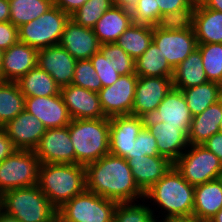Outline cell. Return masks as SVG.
<instances>
[{"instance_id":"obj_1","label":"cell","mask_w":222,"mask_h":222,"mask_svg":"<svg viewBox=\"0 0 222 222\" xmlns=\"http://www.w3.org/2000/svg\"><path fill=\"white\" fill-rule=\"evenodd\" d=\"M85 170L86 190L90 192L117 203L144 199L125 158L109 153L86 165Z\"/></svg>"},{"instance_id":"obj_2","label":"cell","mask_w":222,"mask_h":222,"mask_svg":"<svg viewBox=\"0 0 222 222\" xmlns=\"http://www.w3.org/2000/svg\"><path fill=\"white\" fill-rule=\"evenodd\" d=\"M38 188L58 210L86 190V170L80 164L41 163Z\"/></svg>"},{"instance_id":"obj_3","label":"cell","mask_w":222,"mask_h":222,"mask_svg":"<svg viewBox=\"0 0 222 222\" xmlns=\"http://www.w3.org/2000/svg\"><path fill=\"white\" fill-rule=\"evenodd\" d=\"M195 186L189 184L174 166L145 193V199H150L165 211V218L192 217L194 207Z\"/></svg>"},{"instance_id":"obj_4","label":"cell","mask_w":222,"mask_h":222,"mask_svg":"<svg viewBox=\"0 0 222 222\" xmlns=\"http://www.w3.org/2000/svg\"><path fill=\"white\" fill-rule=\"evenodd\" d=\"M68 129L75 164L86 166L109 154V118L71 120Z\"/></svg>"},{"instance_id":"obj_5","label":"cell","mask_w":222,"mask_h":222,"mask_svg":"<svg viewBox=\"0 0 222 222\" xmlns=\"http://www.w3.org/2000/svg\"><path fill=\"white\" fill-rule=\"evenodd\" d=\"M2 214L17 222H54L57 219V209L37 184L4 192Z\"/></svg>"},{"instance_id":"obj_6","label":"cell","mask_w":222,"mask_h":222,"mask_svg":"<svg viewBox=\"0 0 222 222\" xmlns=\"http://www.w3.org/2000/svg\"><path fill=\"white\" fill-rule=\"evenodd\" d=\"M70 15L57 6L18 27L19 41L37 50L59 45Z\"/></svg>"},{"instance_id":"obj_7","label":"cell","mask_w":222,"mask_h":222,"mask_svg":"<svg viewBox=\"0 0 222 222\" xmlns=\"http://www.w3.org/2000/svg\"><path fill=\"white\" fill-rule=\"evenodd\" d=\"M117 202L85 190L57 210L62 222H113Z\"/></svg>"},{"instance_id":"obj_8","label":"cell","mask_w":222,"mask_h":222,"mask_svg":"<svg viewBox=\"0 0 222 222\" xmlns=\"http://www.w3.org/2000/svg\"><path fill=\"white\" fill-rule=\"evenodd\" d=\"M173 166L193 186L216 180L222 172V162L203 145H189Z\"/></svg>"},{"instance_id":"obj_9","label":"cell","mask_w":222,"mask_h":222,"mask_svg":"<svg viewBox=\"0 0 222 222\" xmlns=\"http://www.w3.org/2000/svg\"><path fill=\"white\" fill-rule=\"evenodd\" d=\"M40 165L35 151L16 150L0 162V192L36 185Z\"/></svg>"},{"instance_id":"obj_10","label":"cell","mask_w":222,"mask_h":222,"mask_svg":"<svg viewBox=\"0 0 222 222\" xmlns=\"http://www.w3.org/2000/svg\"><path fill=\"white\" fill-rule=\"evenodd\" d=\"M193 116L187 106L181 90L172 88L157 109L146 112L140 116L143 128L148 129L157 123L177 126L187 136L190 131Z\"/></svg>"},{"instance_id":"obj_11","label":"cell","mask_w":222,"mask_h":222,"mask_svg":"<svg viewBox=\"0 0 222 222\" xmlns=\"http://www.w3.org/2000/svg\"><path fill=\"white\" fill-rule=\"evenodd\" d=\"M137 81L136 73L123 75L113 85L98 92L103 113L107 118L132 115Z\"/></svg>"},{"instance_id":"obj_12","label":"cell","mask_w":222,"mask_h":222,"mask_svg":"<svg viewBox=\"0 0 222 222\" xmlns=\"http://www.w3.org/2000/svg\"><path fill=\"white\" fill-rule=\"evenodd\" d=\"M153 42L173 69L197 48V40L193 29L173 31L161 30L153 26Z\"/></svg>"},{"instance_id":"obj_13","label":"cell","mask_w":222,"mask_h":222,"mask_svg":"<svg viewBox=\"0 0 222 222\" xmlns=\"http://www.w3.org/2000/svg\"><path fill=\"white\" fill-rule=\"evenodd\" d=\"M34 151L41 163L75 164L68 126L47 129Z\"/></svg>"},{"instance_id":"obj_14","label":"cell","mask_w":222,"mask_h":222,"mask_svg":"<svg viewBox=\"0 0 222 222\" xmlns=\"http://www.w3.org/2000/svg\"><path fill=\"white\" fill-rule=\"evenodd\" d=\"M109 124V153L126 160L132 158L133 143L143 130L140 117L135 115L114 116L109 118Z\"/></svg>"},{"instance_id":"obj_15","label":"cell","mask_w":222,"mask_h":222,"mask_svg":"<svg viewBox=\"0 0 222 222\" xmlns=\"http://www.w3.org/2000/svg\"><path fill=\"white\" fill-rule=\"evenodd\" d=\"M60 94L72 120L106 118L97 92L70 84L61 87Z\"/></svg>"},{"instance_id":"obj_16","label":"cell","mask_w":222,"mask_h":222,"mask_svg":"<svg viewBox=\"0 0 222 222\" xmlns=\"http://www.w3.org/2000/svg\"><path fill=\"white\" fill-rule=\"evenodd\" d=\"M76 61L60 45L39 49L37 53V66L49 73L60 88L72 84Z\"/></svg>"},{"instance_id":"obj_17","label":"cell","mask_w":222,"mask_h":222,"mask_svg":"<svg viewBox=\"0 0 222 222\" xmlns=\"http://www.w3.org/2000/svg\"><path fill=\"white\" fill-rule=\"evenodd\" d=\"M172 88V77H138L132 115L140 117L157 109Z\"/></svg>"},{"instance_id":"obj_18","label":"cell","mask_w":222,"mask_h":222,"mask_svg":"<svg viewBox=\"0 0 222 222\" xmlns=\"http://www.w3.org/2000/svg\"><path fill=\"white\" fill-rule=\"evenodd\" d=\"M25 111L36 116L46 129L68 126L72 120L60 93L25 98Z\"/></svg>"},{"instance_id":"obj_19","label":"cell","mask_w":222,"mask_h":222,"mask_svg":"<svg viewBox=\"0 0 222 222\" xmlns=\"http://www.w3.org/2000/svg\"><path fill=\"white\" fill-rule=\"evenodd\" d=\"M3 128L17 150L30 151L37 148L41 137L47 130L36 116L25 110L4 125Z\"/></svg>"},{"instance_id":"obj_20","label":"cell","mask_w":222,"mask_h":222,"mask_svg":"<svg viewBox=\"0 0 222 222\" xmlns=\"http://www.w3.org/2000/svg\"><path fill=\"white\" fill-rule=\"evenodd\" d=\"M38 50L18 41L2 53L0 80L17 82L37 65Z\"/></svg>"},{"instance_id":"obj_21","label":"cell","mask_w":222,"mask_h":222,"mask_svg":"<svg viewBox=\"0 0 222 222\" xmlns=\"http://www.w3.org/2000/svg\"><path fill=\"white\" fill-rule=\"evenodd\" d=\"M59 45L76 60L90 59L99 52L101 43L93 28L76 24L69 19L66 23Z\"/></svg>"},{"instance_id":"obj_22","label":"cell","mask_w":222,"mask_h":222,"mask_svg":"<svg viewBox=\"0 0 222 222\" xmlns=\"http://www.w3.org/2000/svg\"><path fill=\"white\" fill-rule=\"evenodd\" d=\"M133 179L138 188L145 193L157 183L173 166V163L162 155H142L127 160Z\"/></svg>"},{"instance_id":"obj_23","label":"cell","mask_w":222,"mask_h":222,"mask_svg":"<svg viewBox=\"0 0 222 222\" xmlns=\"http://www.w3.org/2000/svg\"><path fill=\"white\" fill-rule=\"evenodd\" d=\"M133 23L130 9L112 6L96 22L93 31L101 44L115 43Z\"/></svg>"},{"instance_id":"obj_24","label":"cell","mask_w":222,"mask_h":222,"mask_svg":"<svg viewBox=\"0 0 222 222\" xmlns=\"http://www.w3.org/2000/svg\"><path fill=\"white\" fill-rule=\"evenodd\" d=\"M193 30L197 44L222 43V12L209 9L197 0Z\"/></svg>"},{"instance_id":"obj_25","label":"cell","mask_w":222,"mask_h":222,"mask_svg":"<svg viewBox=\"0 0 222 222\" xmlns=\"http://www.w3.org/2000/svg\"><path fill=\"white\" fill-rule=\"evenodd\" d=\"M156 139L159 155L174 163L189 147L188 136L177 126L157 123L148 129Z\"/></svg>"},{"instance_id":"obj_26","label":"cell","mask_w":222,"mask_h":222,"mask_svg":"<svg viewBox=\"0 0 222 222\" xmlns=\"http://www.w3.org/2000/svg\"><path fill=\"white\" fill-rule=\"evenodd\" d=\"M222 208V184L216 179L196 185L193 217L208 222Z\"/></svg>"},{"instance_id":"obj_27","label":"cell","mask_w":222,"mask_h":222,"mask_svg":"<svg viewBox=\"0 0 222 222\" xmlns=\"http://www.w3.org/2000/svg\"><path fill=\"white\" fill-rule=\"evenodd\" d=\"M222 120V100L210 105L204 112L193 116L188 133L189 145H202L219 132Z\"/></svg>"},{"instance_id":"obj_28","label":"cell","mask_w":222,"mask_h":222,"mask_svg":"<svg viewBox=\"0 0 222 222\" xmlns=\"http://www.w3.org/2000/svg\"><path fill=\"white\" fill-rule=\"evenodd\" d=\"M200 51L196 48L173 72L172 85L182 90L207 82Z\"/></svg>"},{"instance_id":"obj_29","label":"cell","mask_w":222,"mask_h":222,"mask_svg":"<svg viewBox=\"0 0 222 222\" xmlns=\"http://www.w3.org/2000/svg\"><path fill=\"white\" fill-rule=\"evenodd\" d=\"M16 83L25 98L48 97L60 93V87L51 75L37 65Z\"/></svg>"},{"instance_id":"obj_30","label":"cell","mask_w":222,"mask_h":222,"mask_svg":"<svg viewBox=\"0 0 222 222\" xmlns=\"http://www.w3.org/2000/svg\"><path fill=\"white\" fill-rule=\"evenodd\" d=\"M181 91L192 116L204 112L210 105L222 100V85L216 82L207 81Z\"/></svg>"},{"instance_id":"obj_31","label":"cell","mask_w":222,"mask_h":222,"mask_svg":"<svg viewBox=\"0 0 222 222\" xmlns=\"http://www.w3.org/2000/svg\"><path fill=\"white\" fill-rule=\"evenodd\" d=\"M153 41V26L133 23L116 43L134 60H137Z\"/></svg>"},{"instance_id":"obj_32","label":"cell","mask_w":222,"mask_h":222,"mask_svg":"<svg viewBox=\"0 0 222 222\" xmlns=\"http://www.w3.org/2000/svg\"><path fill=\"white\" fill-rule=\"evenodd\" d=\"M135 66L138 77H172L174 72L153 41L148 49L135 60Z\"/></svg>"},{"instance_id":"obj_33","label":"cell","mask_w":222,"mask_h":222,"mask_svg":"<svg viewBox=\"0 0 222 222\" xmlns=\"http://www.w3.org/2000/svg\"><path fill=\"white\" fill-rule=\"evenodd\" d=\"M25 110V96L16 82L0 80V126L3 127Z\"/></svg>"},{"instance_id":"obj_34","label":"cell","mask_w":222,"mask_h":222,"mask_svg":"<svg viewBox=\"0 0 222 222\" xmlns=\"http://www.w3.org/2000/svg\"><path fill=\"white\" fill-rule=\"evenodd\" d=\"M10 22L16 27L28 23L47 12L54 6L53 0H8Z\"/></svg>"},{"instance_id":"obj_35","label":"cell","mask_w":222,"mask_h":222,"mask_svg":"<svg viewBox=\"0 0 222 222\" xmlns=\"http://www.w3.org/2000/svg\"><path fill=\"white\" fill-rule=\"evenodd\" d=\"M208 81L222 85V43L197 44Z\"/></svg>"},{"instance_id":"obj_36","label":"cell","mask_w":222,"mask_h":222,"mask_svg":"<svg viewBox=\"0 0 222 222\" xmlns=\"http://www.w3.org/2000/svg\"><path fill=\"white\" fill-rule=\"evenodd\" d=\"M112 6V0H87L70 15V19L78 25L93 28L104 12Z\"/></svg>"},{"instance_id":"obj_37","label":"cell","mask_w":222,"mask_h":222,"mask_svg":"<svg viewBox=\"0 0 222 222\" xmlns=\"http://www.w3.org/2000/svg\"><path fill=\"white\" fill-rule=\"evenodd\" d=\"M133 202L118 203L114 210L113 222H159L155 218L154 210Z\"/></svg>"},{"instance_id":"obj_38","label":"cell","mask_w":222,"mask_h":222,"mask_svg":"<svg viewBox=\"0 0 222 222\" xmlns=\"http://www.w3.org/2000/svg\"><path fill=\"white\" fill-rule=\"evenodd\" d=\"M197 5L195 0L189 7L161 15L158 27L161 30L186 31L193 29V16Z\"/></svg>"},{"instance_id":"obj_39","label":"cell","mask_w":222,"mask_h":222,"mask_svg":"<svg viewBox=\"0 0 222 222\" xmlns=\"http://www.w3.org/2000/svg\"><path fill=\"white\" fill-rule=\"evenodd\" d=\"M99 51L104 57L110 58V63L121 76L136 73L135 60L116 42L101 44Z\"/></svg>"},{"instance_id":"obj_40","label":"cell","mask_w":222,"mask_h":222,"mask_svg":"<svg viewBox=\"0 0 222 222\" xmlns=\"http://www.w3.org/2000/svg\"><path fill=\"white\" fill-rule=\"evenodd\" d=\"M72 84L97 93L102 89L101 81L90 59L76 61Z\"/></svg>"},{"instance_id":"obj_41","label":"cell","mask_w":222,"mask_h":222,"mask_svg":"<svg viewBox=\"0 0 222 222\" xmlns=\"http://www.w3.org/2000/svg\"><path fill=\"white\" fill-rule=\"evenodd\" d=\"M131 10L133 22L156 26L160 19L159 7L155 0H138Z\"/></svg>"},{"instance_id":"obj_42","label":"cell","mask_w":222,"mask_h":222,"mask_svg":"<svg viewBox=\"0 0 222 222\" xmlns=\"http://www.w3.org/2000/svg\"><path fill=\"white\" fill-rule=\"evenodd\" d=\"M90 61L96 70L97 77L101 81L102 88L113 85L120 78L121 75L110 63V58L104 57L100 51L96 52L90 58Z\"/></svg>"},{"instance_id":"obj_43","label":"cell","mask_w":222,"mask_h":222,"mask_svg":"<svg viewBox=\"0 0 222 222\" xmlns=\"http://www.w3.org/2000/svg\"><path fill=\"white\" fill-rule=\"evenodd\" d=\"M142 155H159L156 139L153 137L152 133L145 128L139 133L132 147V157H139Z\"/></svg>"},{"instance_id":"obj_44","label":"cell","mask_w":222,"mask_h":222,"mask_svg":"<svg viewBox=\"0 0 222 222\" xmlns=\"http://www.w3.org/2000/svg\"><path fill=\"white\" fill-rule=\"evenodd\" d=\"M18 41V27L10 21L0 22V49L5 51Z\"/></svg>"},{"instance_id":"obj_45","label":"cell","mask_w":222,"mask_h":222,"mask_svg":"<svg viewBox=\"0 0 222 222\" xmlns=\"http://www.w3.org/2000/svg\"><path fill=\"white\" fill-rule=\"evenodd\" d=\"M195 0H155L156 7H159L160 17L164 13L189 7Z\"/></svg>"},{"instance_id":"obj_46","label":"cell","mask_w":222,"mask_h":222,"mask_svg":"<svg viewBox=\"0 0 222 222\" xmlns=\"http://www.w3.org/2000/svg\"><path fill=\"white\" fill-rule=\"evenodd\" d=\"M15 148L12 140L7 136V133L3 127H0V162L14 153Z\"/></svg>"},{"instance_id":"obj_47","label":"cell","mask_w":222,"mask_h":222,"mask_svg":"<svg viewBox=\"0 0 222 222\" xmlns=\"http://www.w3.org/2000/svg\"><path fill=\"white\" fill-rule=\"evenodd\" d=\"M202 145L206 149L214 153L222 162V133L221 132L214 134L212 137L207 139Z\"/></svg>"},{"instance_id":"obj_48","label":"cell","mask_w":222,"mask_h":222,"mask_svg":"<svg viewBox=\"0 0 222 222\" xmlns=\"http://www.w3.org/2000/svg\"><path fill=\"white\" fill-rule=\"evenodd\" d=\"M54 5L60 8L63 12L72 15L79 9L87 0H53Z\"/></svg>"},{"instance_id":"obj_49","label":"cell","mask_w":222,"mask_h":222,"mask_svg":"<svg viewBox=\"0 0 222 222\" xmlns=\"http://www.w3.org/2000/svg\"><path fill=\"white\" fill-rule=\"evenodd\" d=\"M10 20V6L8 0H0V22Z\"/></svg>"},{"instance_id":"obj_50","label":"cell","mask_w":222,"mask_h":222,"mask_svg":"<svg viewBox=\"0 0 222 222\" xmlns=\"http://www.w3.org/2000/svg\"><path fill=\"white\" fill-rule=\"evenodd\" d=\"M207 8L222 12V0H200Z\"/></svg>"},{"instance_id":"obj_51","label":"cell","mask_w":222,"mask_h":222,"mask_svg":"<svg viewBox=\"0 0 222 222\" xmlns=\"http://www.w3.org/2000/svg\"><path fill=\"white\" fill-rule=\"evenodd\" d=\"M138 0H112L113 6L132 9Z\"/></svg>"},{"instance_id":"obj_52","label":"cell","mask_w":222,"mask_h":222,"mask_svg":"<svg viewBox=\"0 0 222 222\" xmlns=\"http://www.w3.org/2000/svg\"><path fill=\"white\" fill-rule=\"evenodd\" d=\"M160 222H204L196 217H180V218H169L166 220H160Z\"/></svg>"},{"instance_id":"obj_53","label":"cell","mask_w":222,"mask_h":222,"mask_svg":"<svg viewBox=\"0 0 222 222\" xmlns=\"http://www.w3.org/2000/svg\"><path fill=\"white\" fill-rule=\"evenodd\" d=\"M208 222H222V208Z\"/></svg>"},{"instance_id":"obj_54","label":"cell","mask_w":222,"mask_h":222,"mask_svg":"<svg viewBox=\"0 0 222 222\" xmlns=\"http://www.w3.org/2000/svg\"><path fill=\"white\" fill-rule=\"evenodd\" d=\"M0 222H17V221L10 219V218L4 216L3 214H0Z\"/></svg>"},{"instance_id":"obj_55","label":"cell","mask_w":222,"mask_h":222,"mask_svg":"<svg viewBox=\"0 0 222 222\" xmlns=\"http://www.w3.org/2000/svg\"><path fill=\"white\" fill-rule=\"evenodd\" d=\"M2 198L3 194L0 192V214H2Z\"/></svg>"},{"instance_id":"obj_56","label":"cell","mask_w":222,"mask_h":222,"mask_svg":"<svg viewBox=\"0 0 222 222\" xmlns=\"http://www.w3.org/2000/svg\"><path fill=\"white\" fill-rule=\"evenodd\" d=\"M2 53H3V50L0 49V68H1V64H2Z\"/></svg>"},{"instance_id":"obj_57","label":"cell","mask_w":222,"mask_h":222,"mask_svg":"<svg viewBox=\"0 0 222 222\" xmlns=\"http://www.w3.org/2000/svg\"><path fill=\"white\" fill-rule=\"evenodd\" d=\"M218 180L221 182L222 184V172L219 174Z\"/></svg>"},{"instance_id":"obj_58","label":"cell","mask_w":222,"mask_h":222,"mask_svg":"<svg viewBox=\"0 0 222 222\" xmlns=\"http://www.w3.org/2000/svg\"><path fill=\"white\" fill-rule=\"evenodd\" d=\"M219 132L222 133V120H221V123H220V125H219Z\"/></svg>"},{"instance_id":"obj_59","label":"cell","mask_w":222,"mask_h":222,"mask_svg":"<svg viewBox=\"0 0 222 222\" xmlns=\"http://www.w3.org/2000/svg\"><path fill=\"white\" fill-rule=\"evenodd\" d=\"M54 222H62V221L57 218Z\"/></svg>"}]
</instances>
